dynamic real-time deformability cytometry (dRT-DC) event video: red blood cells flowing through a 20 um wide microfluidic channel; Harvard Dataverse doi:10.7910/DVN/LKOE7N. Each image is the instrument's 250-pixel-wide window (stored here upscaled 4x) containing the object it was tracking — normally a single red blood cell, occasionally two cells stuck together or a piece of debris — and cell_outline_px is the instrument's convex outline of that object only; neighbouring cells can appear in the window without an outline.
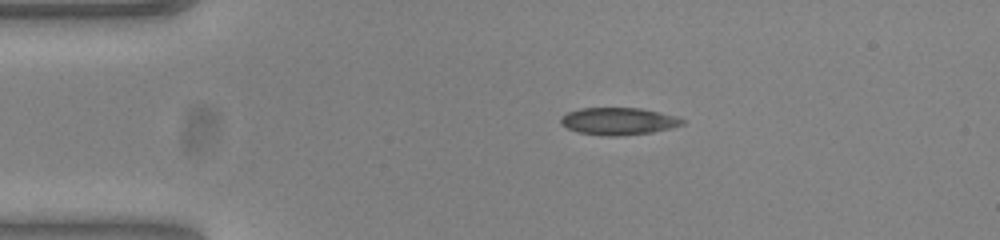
{"species": "common noctule bat (a hibernating species)", "species_latin": "Nyctalus noctula", "temperature_condition": "warm", "stored_images_in_passage": 43, "camera_frame_rate_fps": 3000, "um_per_image_px": 0.085, "animal": {"sex": "female", "body_mass_g": 23.0, "forearm_length_mm": 53.4}, "frame": {"image": 1, "passage_image": 1, "time_ms": 0.0, "image_size_px": [1000, 240], "cell_outline_px": [[684, 124], [652, 132], [616, 136], [608, 136], [576, 132], [560, 124], [560, 116], [568, 112], [580, 108], [640, 108], [660, 112], [676, 116], [684, 120]], "centroid_in_image_um": [52.52, 10.3], "position_along_channel_um": 32.5, "area_um2": 19.25}}
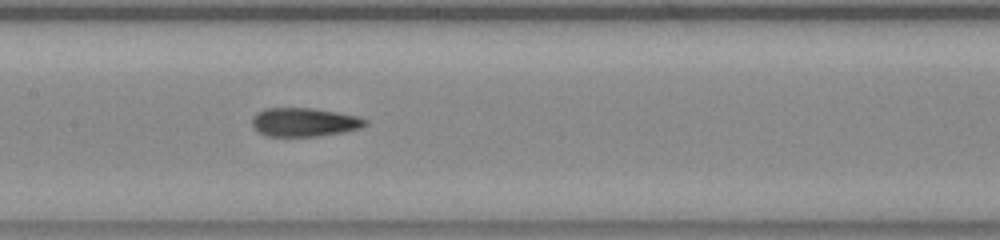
{"frame": {"image": 2, "passage_image": 16, "time_ms": 5.0, "image_size_px": [1000, 240], "cell_outline_px": [[368, 124], [360, 128], [344, 132], [316, 136], [268, 136], [260, 132], [252, 124], [252, 116], [256, 112], [264, 108], [312, 108], [336, 112], [356, 116], [368, 120]], "centroid_in_image_um": [25.86, 10.38], "position_along_channel_um": 181.5, "area_um2": 18.84}}
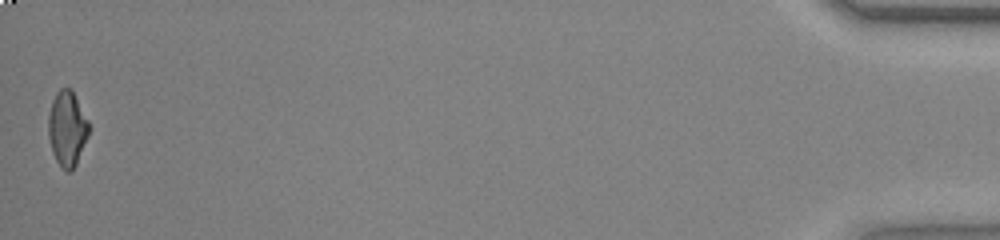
{"frame": {"image": 3, "passage_image": 43, "time_ms": 14.0, "image_size_px": [1000, 240], "cell_outline_px": [[92, 128], [76, 164], [68, 172], [56, 160], [52, 152], [48, 136], [48, 116], [52, 100], [56, 92], [60, 88], [72, 88]], "centroid_in_image_um": [5.72, 10.88], "position_along_channel_um": 429.5, "area_um2": 17.92}, "authors_computed_cell_mechanics": {"area_um2": 18.5538, "velocity_mm_per_s": 3.8616, "shape_relaxation_time_tau1_ms": null, "shape_relaxation_time_tau2_ms": 2.7551, "deformation_change_tau1": null, "deformation_change_tau2": 0.0875}}